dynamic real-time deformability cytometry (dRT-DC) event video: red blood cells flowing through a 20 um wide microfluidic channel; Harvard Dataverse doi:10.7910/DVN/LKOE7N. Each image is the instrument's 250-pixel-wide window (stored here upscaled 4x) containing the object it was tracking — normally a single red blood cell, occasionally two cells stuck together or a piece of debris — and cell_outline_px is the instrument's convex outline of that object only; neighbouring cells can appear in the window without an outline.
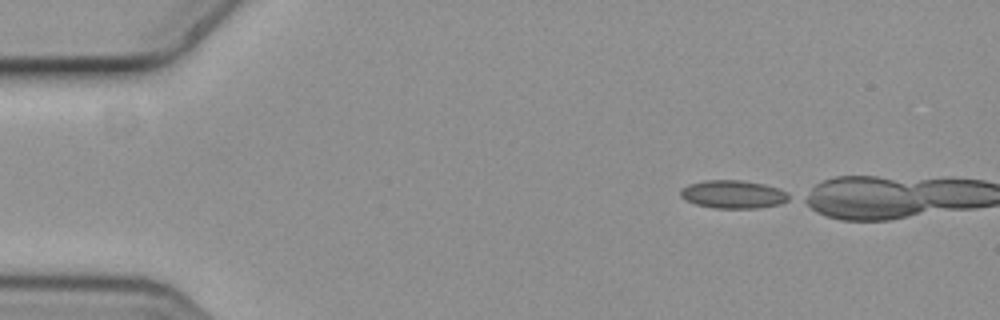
{"species": "common noctule bat (a hibernating species)", "species_latin": "Nyctalus noctula", "temperature_condition": "cold", "stored_images_in_passage": 3, "camera_frame_rate_fps": 3000, "um_per_image_px": 0.085, "animal": {"sex": "female", "body_mass_g": 19.3, "forearm_length_mm": 54.1}, "frame": {"image": 1, "passage_image": 1, "time_ms": 0.0, "image_size_px": [1000, 320], "cell_outline_px": [[792, 196], [788, 200], [780, 204], [756, 208], [712, 208], [696, 204], [680, 196], [680, 188], [688, 184], [704, 180], [740, 180], [764, 184], [780, 188]], "centroid_in_image_um": [62.33, 16.51], "position_along_channel_um": 22.7, "area_um2": 17.86}}